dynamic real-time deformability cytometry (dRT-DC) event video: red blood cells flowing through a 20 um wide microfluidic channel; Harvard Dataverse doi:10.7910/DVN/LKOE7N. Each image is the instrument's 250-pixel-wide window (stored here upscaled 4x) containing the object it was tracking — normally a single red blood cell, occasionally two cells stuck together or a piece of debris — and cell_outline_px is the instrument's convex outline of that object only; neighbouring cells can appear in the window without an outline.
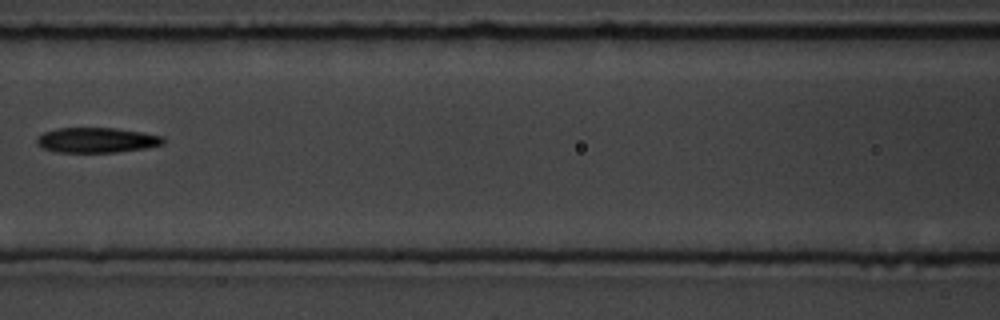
{"species": "common noctule bat (a hibernating species)", "species_latin": "Nyctalus noctula", "temperature_condition": "room temperature", "stored_images_in_passage": 9, "camera_frame_rate_fps": 3000, "um_per_image_px": 0.085, "animal": {"sex": "male", "body_mass_g": 19.5, "forearm_length_mm": 54.6}, "frame": {"image": 1, "passage_image": 8, "time_ms": 8.0, "image_size_px": [1000, 320], "cell_outline_px": [[164, 144], [144, 148], [116, 152], [56, 152], [44, 148], [36, 144], [36, 140], [44, 132], [56, 128], [116, 128], [164, 136]], "centroid_in_image_um": [8.22, 11.91], "position_along_channel_um": 158.4, "area_um2": 18.38}}
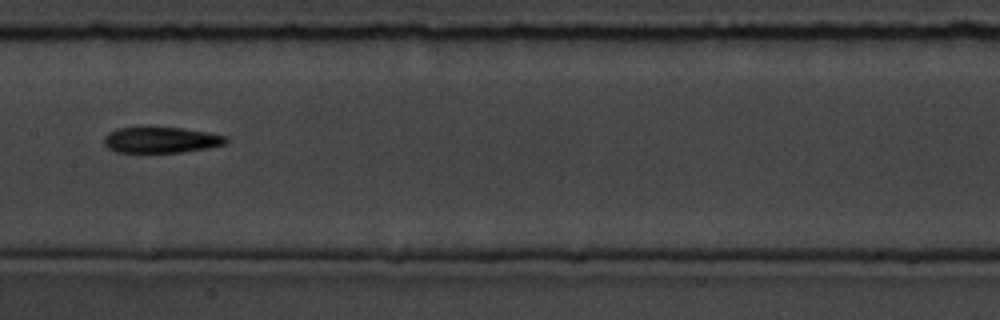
{"frame": {"image": 2, "passage_image": 9, "time_ms": 9.0, "image_size_px": [1000, 320], "cell_outline_px": [[228, 140], [224, 144], [208, 148], [180, 152], [116, 152], [108, 148], [104, 144], [104, 136], [108, 132], [116, 128], [140, 124], [148, 124], [180, 128], [208, 132], [228, 136]], "centroid_in_image_um": [13.62, 11.84], "position_along_channel_um": 193.8, "area_um2": 19.31}}